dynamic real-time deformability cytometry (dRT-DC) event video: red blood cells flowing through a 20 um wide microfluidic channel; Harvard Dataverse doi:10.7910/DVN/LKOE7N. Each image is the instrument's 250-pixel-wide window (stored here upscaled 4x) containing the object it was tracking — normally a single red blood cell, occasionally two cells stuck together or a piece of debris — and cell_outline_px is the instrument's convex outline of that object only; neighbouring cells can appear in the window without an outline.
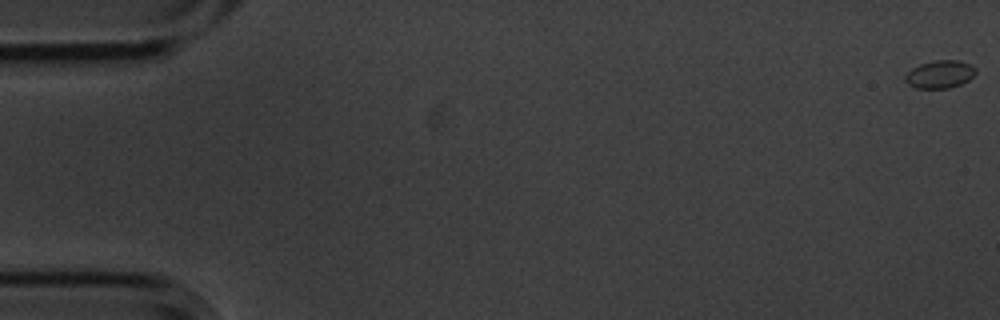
{"species": "common noctule bat (a hibernating species)", "species_latin": "Nyctalus noctula", "temperature_condition": "cold", "stored_images_in_passage": 4, "camera_frame_rate_fps": 3000, "um_per_image_px": 0.085, "animal": {"sex": "male", "body_mass_g": 20.1, "forearm_length_mm": 53.5}, "frame": {"image": 1, "passage_image": 1, "time_ms": 0.0, "image_size_px": [1000, 320], "cell_outline_px": [[976, 72], [968, 80], [960, 84], [948, 88], [916, 88], [908, 84], [904, 80], [904, 76], [912, 68], [920, 64], [936, 60], [960, 60], [976, 68]], "centroid_in_image_um": [79.87, 6.31], "position_along_channel_um": 5.1, "area_um2": 11.33}}